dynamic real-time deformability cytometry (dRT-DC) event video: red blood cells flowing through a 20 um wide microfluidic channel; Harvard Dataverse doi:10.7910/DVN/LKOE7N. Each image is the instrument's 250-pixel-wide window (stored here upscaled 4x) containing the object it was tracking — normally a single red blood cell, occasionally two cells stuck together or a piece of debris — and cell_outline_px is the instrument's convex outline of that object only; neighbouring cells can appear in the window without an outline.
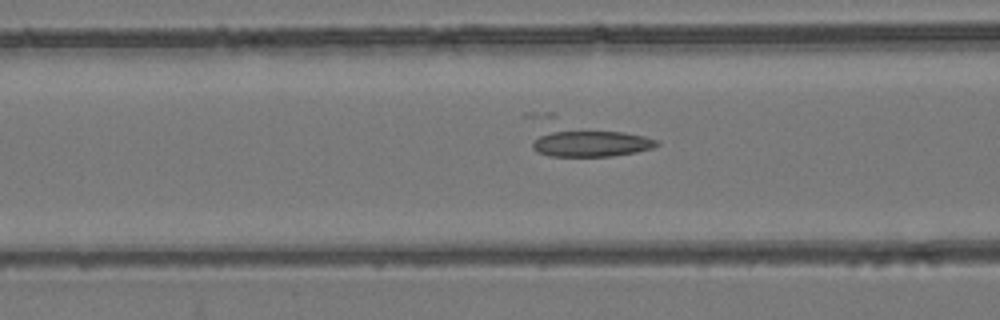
{"species": "common noctule bat (a hibernating species)", "species_latin": "Nyctalus noctula", "temperature_condition": "room temperature", "stored_images_in_passage": 42, "camera_frame_rate_fps": 3000, "um_per_image_px": 0.085, "animal": {"sex": "female", "body_mass_g": 24.6, "forearm_length_mm": 56.2}, "frame": {"image": 1, "passage_image": 10, "time_ms": 3.0, "image_size_px": [1000, 320], "cell_outline_px": [[660, 144], [652, 148], [636, 152], [612, 156], [548, 156], [536, 152], [532, 148], [532, 144], [544, 112], [556, 112], [644, 136], [656, 140]], "centroid_in_image_um": [49.72, 11.75], "position_along_channel_um": 116.9, "area_um2": 26.59}}
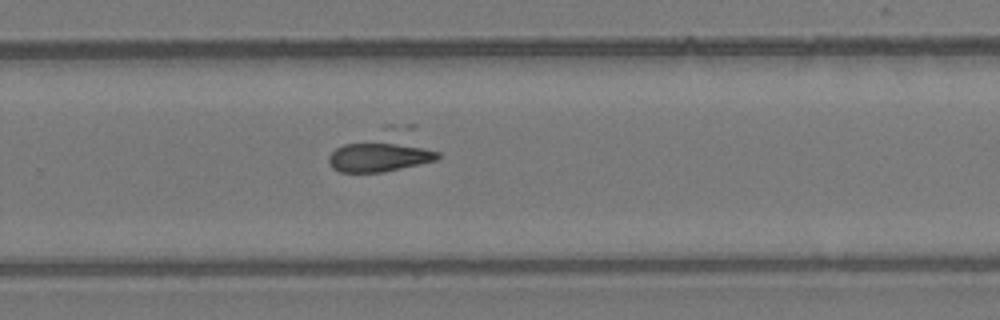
{"frame": {"image": 2, "passage_image": 24, "time_ms": 7.667, "image_size_px": [1000, 320], "cell_outline_px": [[440, 156], [436, 160], [384, 172], [340, 172], [332, 168], [328, 160], [328, 156], [336, 148], [344, 144], [384, 140], [388, 140], [412, 144], [440, 152]], "centroid_in_image_um": [32.23, 13.3], "position_along_channel_um": 297.6, "area_um2": 19.31}}
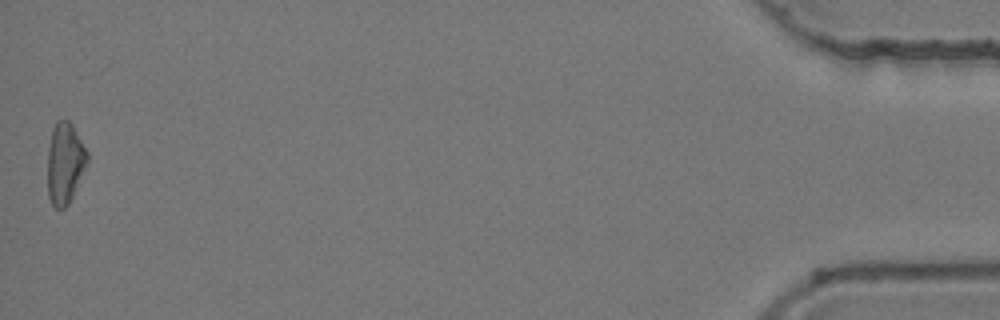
{"frame": {"image": 3, "passage_image": 42, "time_ms": 13.667, "image_size_px": [1000, 320], "cell_outline_px": [[88, 160], [72, 196], [68, 204], [64, 208], [56, 208], [52, 204], [48, 196], [48, 148], [52, 128], [56, 120], [68, 120], [72, 124], [88, 152]], "centroid_in_image_um": [5.5, 13.83], "position_along_channel_um": 429.7, "area_um2": 18.61}}